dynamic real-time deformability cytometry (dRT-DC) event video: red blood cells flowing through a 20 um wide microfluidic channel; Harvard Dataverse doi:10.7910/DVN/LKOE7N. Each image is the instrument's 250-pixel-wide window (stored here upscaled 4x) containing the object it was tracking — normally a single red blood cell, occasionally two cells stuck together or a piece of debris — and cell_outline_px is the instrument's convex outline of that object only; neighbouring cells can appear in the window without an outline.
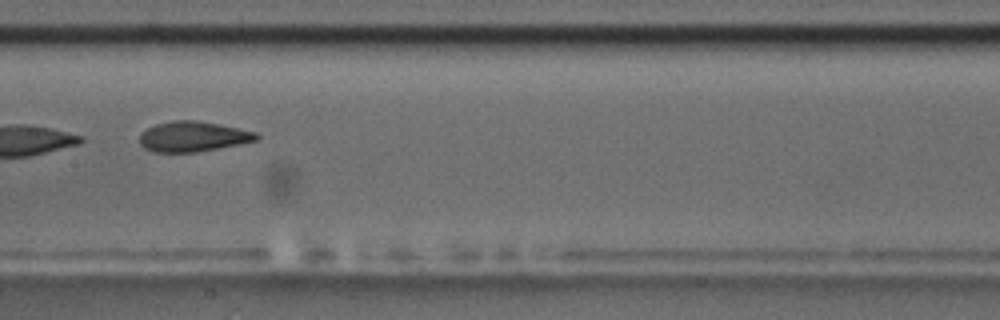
{"species": "common noctule bat (a hibernating species)", "species_latin": "Nyctalus noctula", "temperature_condition": "room temperature", "stored_images_in_passage": 10, "camera_frame_rate_fps": 3000, "um_per_image_px": 0.085, "animal": {"sex": "male", "body_mass_g": 17.5, "forearm_length_mm": 52.3}, "frame": {"image": 1, "passage_image": 9, "time_ms": 9.333, "image_size_px": [1000, 320], "cell_outline_px": [[260, 136], [256, 140], [240, 144], [196, 152], [152, 152], [144, 148], [140, 144], [140, 132], [156, 124], [172, 120], [196, 120], [256, 132]], "centroid_in_image_um": [16.36, 11.61], "position_along_channel_um": 191.0, "area_um2": 20.46}}